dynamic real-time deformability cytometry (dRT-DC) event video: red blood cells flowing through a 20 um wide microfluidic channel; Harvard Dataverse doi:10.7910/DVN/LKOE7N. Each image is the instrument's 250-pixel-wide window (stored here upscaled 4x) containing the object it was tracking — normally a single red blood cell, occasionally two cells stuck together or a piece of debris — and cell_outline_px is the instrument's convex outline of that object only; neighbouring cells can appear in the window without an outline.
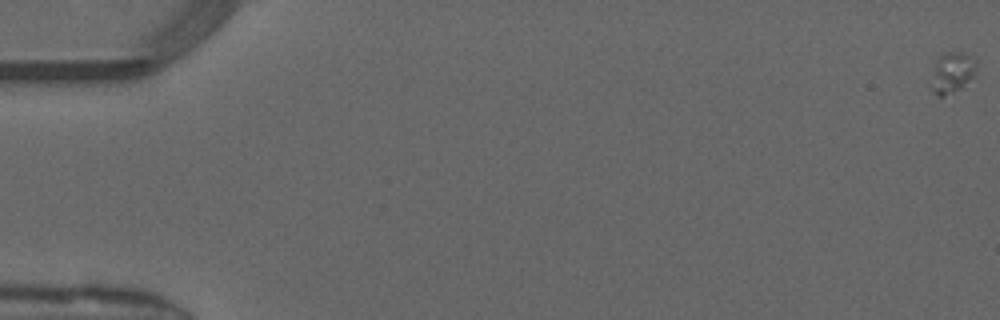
{"species": "common noctule bat (a hibernating species)", "species_latin": "Nyctalus noctula", "temperature_condition": "warm", "stored_images_in_passage": 53, "camera_frame_rate_fps": 3000, "um_per_image_px": 0.085, "animal": {"sex": "male", "forearm_length_mm": 52.5}, "frame": {"image": 1, "passage_image": 1, "time_ms": 0.0, "image_size_px": [1000, 320], "cell_outline_px": [[976, 76], [960, 88], [944, 96], [936, 96], [928, 84], [936, 64], [940, 56], [944, 52], [964, 52], [976, 60]], "centroid_in_image_um": [80.93, 6.18], "position_along_channel_um": 4.1, "area_um2": 10.92}}